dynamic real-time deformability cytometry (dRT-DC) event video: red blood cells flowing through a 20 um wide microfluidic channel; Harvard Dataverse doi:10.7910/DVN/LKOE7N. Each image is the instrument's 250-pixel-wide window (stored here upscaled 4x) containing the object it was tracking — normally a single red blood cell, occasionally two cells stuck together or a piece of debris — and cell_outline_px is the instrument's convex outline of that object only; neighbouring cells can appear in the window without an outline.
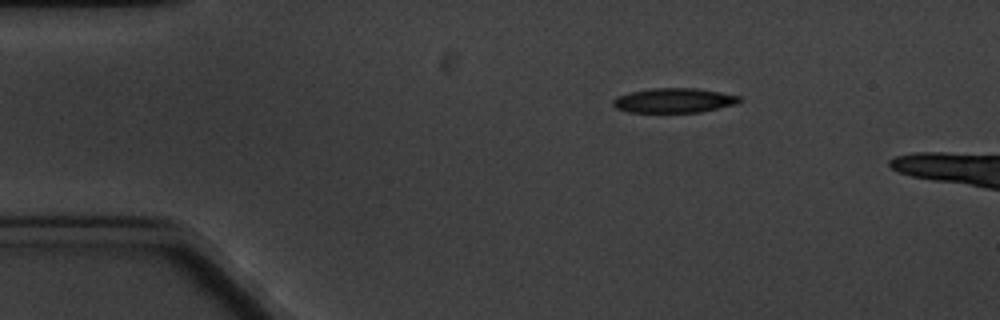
{"species": "common noctule bat (a hibernating species)", "species_latin": "Nyctalus noctula", "temperature_condition": "cold", "stored_images_in_passage": 3, "camera_frame_rate_fps": 3000, "um_per_image_px": 0.085, "animal": {"sex": "male", "body_mass_g": 20.1, "forearm_length_mm": 53.5}, "frame": {"image": 1, "passage_image": 1, "time_ms": 0.0, "image_size_px": [1000, 320], "cell_outline_px": [[740, 100], [736, 104], [700, 112], [628, 112], [616, 108], [612, 104], [612, 100], [616, 96], [628, 92], [652, 88], [696, 88], [720, 92], [740, 96]], "centroid_in_image_um": [57.24, 8.53], "position_along_channel_um": 27.8, "area_um2": 18.15}}